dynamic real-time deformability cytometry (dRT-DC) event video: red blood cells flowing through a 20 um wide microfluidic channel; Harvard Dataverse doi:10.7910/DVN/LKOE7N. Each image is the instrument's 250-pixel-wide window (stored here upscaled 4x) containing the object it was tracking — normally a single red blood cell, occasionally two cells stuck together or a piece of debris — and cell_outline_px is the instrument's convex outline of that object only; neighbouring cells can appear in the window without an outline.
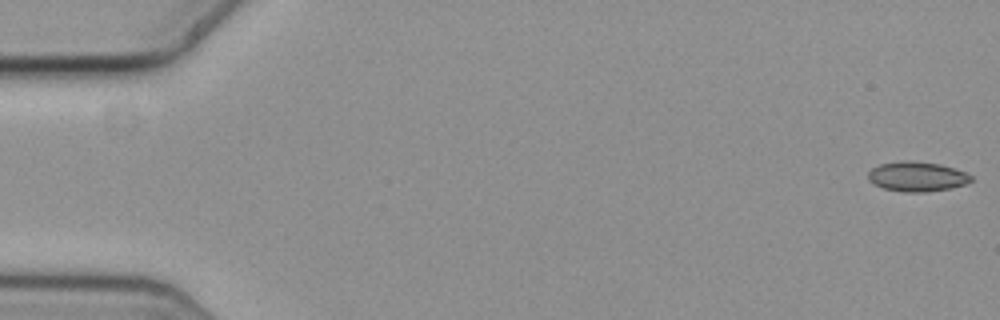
{"species": "common noctule bat (a hibernating species)", "species_latin": "Nyctalus noctula", "temperature_condition": "cold", "stored_images_in_passage": 12, "camera_frame_rate_fps": 3000, "um_per_image_px": 0.085, "animal": {"sex": "female", "body_mass_g": 19.3, "forearm_length_mm": 54.1}, "frame": {"image": 1, "passage_image": 1, "time_ms": 0.0, "image_size_px": [1000, 320], "cell_outline_px": [[972, 180], [964, 184], [948, 188], [924, 192], [904, 192], [884, 188], [872, 184], [868, 180], [868, 172], [872, 168], [880, 164], [940, 164], [964, 172], [972, 176]], "centroid_in_image_um": [77.93, 15.07], "position_along_channel_um": 7.1, "area_um2": 16.76}}